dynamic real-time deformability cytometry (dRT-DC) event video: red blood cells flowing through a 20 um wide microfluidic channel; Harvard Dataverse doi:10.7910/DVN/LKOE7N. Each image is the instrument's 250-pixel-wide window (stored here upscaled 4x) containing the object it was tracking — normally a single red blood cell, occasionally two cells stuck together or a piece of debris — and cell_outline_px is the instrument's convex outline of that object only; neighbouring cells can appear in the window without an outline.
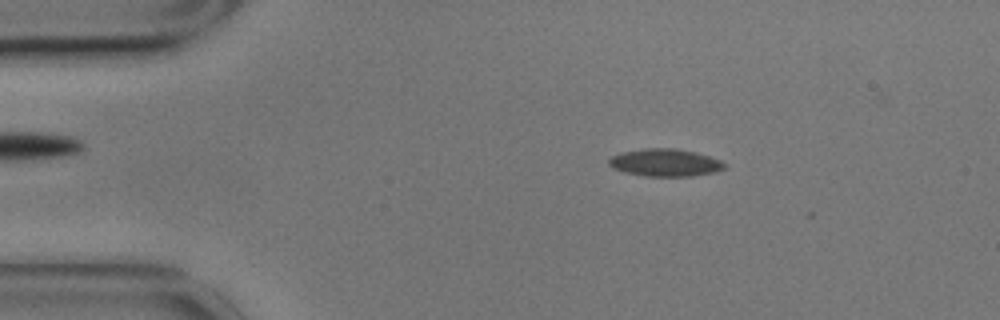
{"species": "common noctule bat (a hibernating species)", "species_latin": "Nyctalus noctula", "temperature_condition": "cold", "stored_images_in_passage": 43, "camera_frame_rate_fps": 3000, "um_per_image_px": 0.085, "animal": {"sex": "male", "body_mass_g": 17.9}, "frame": {"image": 1, "passage_image": 1, "time_ms": 0.0, "image_size_px": [1000, 320], "cell_outline_px": [[724, 168], [716, 172], [692, 176], [644, 176], [624, 172], [612, 168], [608, 164], [608, 160], [612, 156], [620, 152], [644, 148], [676, 148], [696, 152], [720, 160], [724, 164]], "centroid_in_image_um": [56.49, 13.82], "position_along_channel_um": 28.5, "area_um2": 18.61}}
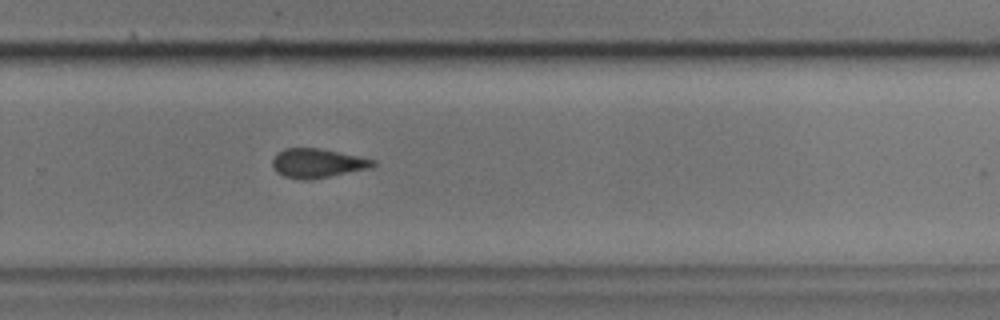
{"frame": {"image": 2, "passage_image": 29, "time_ms": 9.333, "image_size_px": [1000, 320], "cell_outline_px": [[376, 164], [372, 168], [308, 180], [300, 180], [284, 176], [276, 172], [272, 164], [272, 160], [276, 152], [284, 148], [320, 148], [360, 156], [376, 160]], "centroid_in_image_um": [26.98, 13.86], "position_along_channel_um": 302.8, "area_um2": 17.28}}
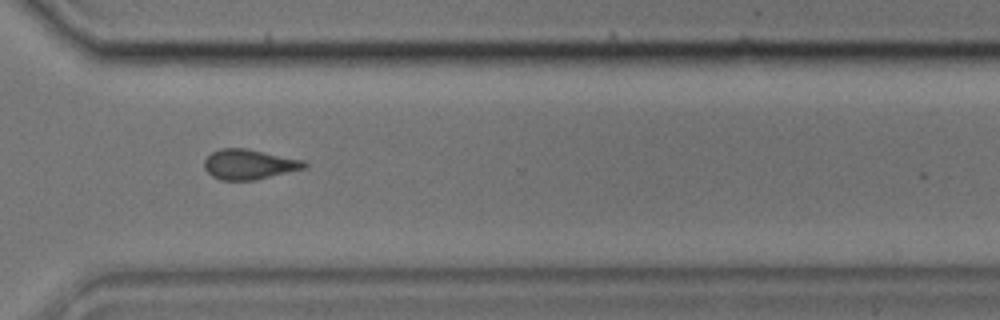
{"frame": {"image": 3, "passage_image": 33, "time_ms": 10.667, "image_size_px": [1000, 320], "cell_outline_px": [[308, 168], [252, 180], [220, 180], [212, 176], [204, 168], [204, 160], [212, 152], [220, 148], [248, 148], [304, 160], [308, 164]], "centroid_in_image_um": [21.19, 13.96], "position_along_channel_um": 349.4, "area_um2": 17.63}, "authors_computed_cell_mechanics": {"area_um2": 17.34, "velocity_mm_per_s": 3.479, "shape_relaxation_time_tau1_ms": null, "shape_relaxation_time_tau2_ms": 7.1079, "deformation_change_tau1": null, "deformation_change_tau2": 0.1493}}